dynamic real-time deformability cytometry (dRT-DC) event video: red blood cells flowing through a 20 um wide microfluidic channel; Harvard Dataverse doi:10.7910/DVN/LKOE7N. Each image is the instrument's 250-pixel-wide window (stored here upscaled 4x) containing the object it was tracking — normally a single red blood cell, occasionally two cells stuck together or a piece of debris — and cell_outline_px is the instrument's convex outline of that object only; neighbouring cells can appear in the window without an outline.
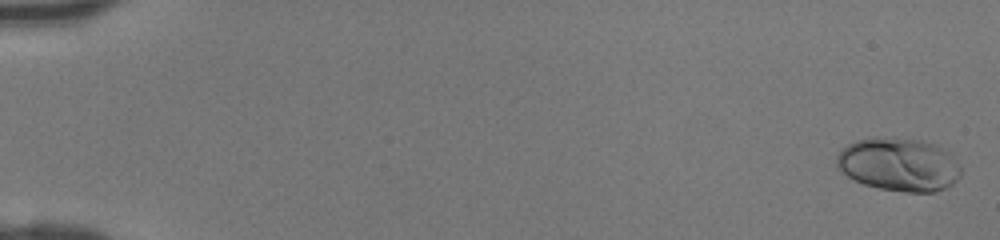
{"species": "human", "species_latin": "Homo sapiens", "temperature_condition": "room temperature", "stored_images_in_passage": 46, "camera_frame_rate_fps": 3000, "um_per_image_px": 0.085, "donor": {"sex": "female"}, "frame": {"image": 1, "passage_image": 1, "time_ms": 0.0, "image_size_px": [1000, 240], "cell_outline_px": [[960, 176], [952, 184], [944, 188], [932, 192], [904, 192], [880, 188], [864, 184], [848, 176], [836, 164], [836, 156], [848, 144], [856, 140], [872, 136], [892, 136], [920, 140], [936, 144], [952, 152], [960, 164]], "centroid_in_image_um": [76.44, 13.95], "position_along_channel_um": 8.6, "area_um2": 39.07}}
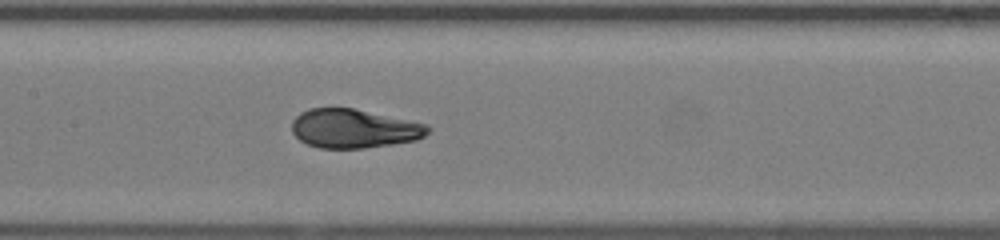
{"frame": {"image": 2, "passage_image": 24, "time_ms": 7.667, "image_size_px": [1000, 240], "cell_outline_px": [[432, 128], [424, 136], [416, 140], [392, 144], [364, 148], [320, 148], [308, 144], [300, 140], [292, 132], [292, 120], [300, 112], [308, 108], [352, 108], [428, 124]], "centroid_in_image_um": [30.08, 10.92], "position_along_channel_um": 177.3, "area_um2": 30.81}}
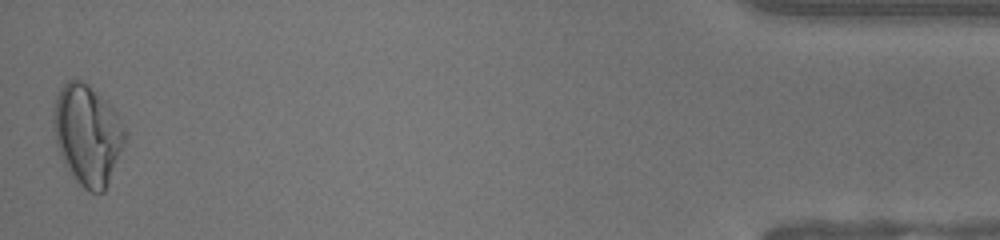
{"frame": {"image": 3, "passage_image": 46, "time_ms": 15.0, "image_size_px": [1000, 240], "cell_outline_px": [[128, 136], [104, 192], [88, 192], [68, 172], [60, 156], [56, 144], [52, 124], [52, 112], [56, 96], [60, 88], [72, 76], [88, 84], [116, 112], [128, 132]], "centroid_in_image_um": [7.42, 11.44], "position_along_channel_um": 427.8, "area_um2": 42.19}}